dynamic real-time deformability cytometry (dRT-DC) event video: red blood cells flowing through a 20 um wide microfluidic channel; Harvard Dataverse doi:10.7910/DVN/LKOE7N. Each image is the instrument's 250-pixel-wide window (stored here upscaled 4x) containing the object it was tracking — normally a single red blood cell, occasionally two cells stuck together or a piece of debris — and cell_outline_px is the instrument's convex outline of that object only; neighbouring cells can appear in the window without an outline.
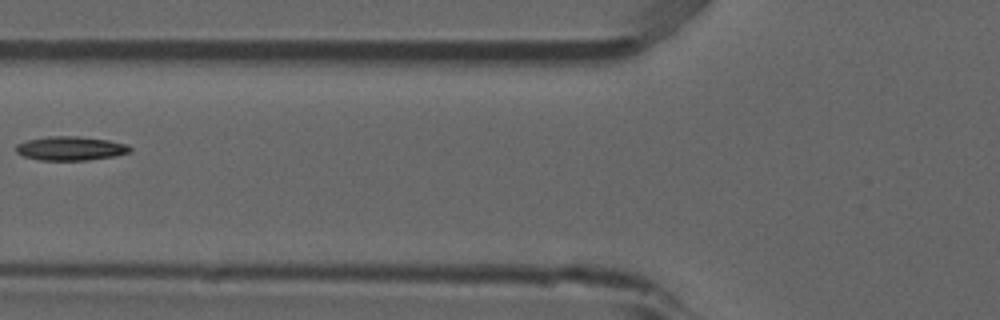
{"species": "common noctule bat (a hibernating species)", "species_latin": "Nyctalus noctula", "temperature_condition": "room temperature", "stored_images_in_passage": 6, "camera_frame_rate_fps": 3000, "um_per_image_px": 0.085, "animal": {"sex": "male", "forearm_length_mm": 52.5}, "frame": {"image": 1, "passage_image": 6, "time_ms": 1.667, "image_size_px": [1000, 320], "cell_outline_px": [[132, 152], [116, 156], [88, 160], [40, 160], [24, 156], [16, 152], [16, 144], [28, 140], [48, 136], [76, 136], [108, 140], [128, 144], [132, 148]], "centroid_in_image_um": [6.04, 12.61], "position_along_channel_um": 119.8, "area_um2": 16.01}}